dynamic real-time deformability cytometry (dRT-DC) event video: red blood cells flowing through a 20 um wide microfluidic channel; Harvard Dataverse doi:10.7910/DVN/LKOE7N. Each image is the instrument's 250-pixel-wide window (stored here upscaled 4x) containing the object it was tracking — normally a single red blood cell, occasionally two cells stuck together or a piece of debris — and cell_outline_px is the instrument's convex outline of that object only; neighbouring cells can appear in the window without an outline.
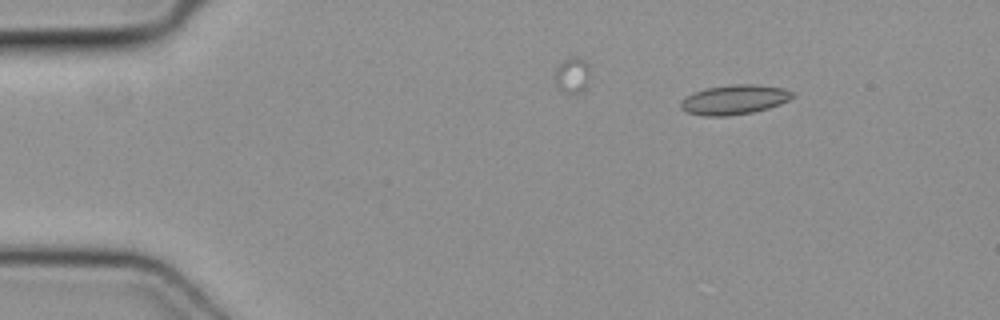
{"species": "common noctule bat (a hibernating species)", "species_latin": "Nyctalus noctula", "temperature_condition": "cold", "stored_images_in_passage": 4, "camera_frame_rate_fps": 3000, "um_per_image_px": 0.085, "animal": {"sex": "female", "body_mass_g": 19.3, "forearm_length_mm": 54.1}, "frame": {"image": 1, "passage_image": 1, "time_ms": 0.0, "image_size_px": [1000, 320], "cell_outline_px": [[796, 96], [780, 104], [768, 108], [752, 112], [728, 116], [704, 116], [688, 112], [680, 108], [680, 100], [684, 96], [692, 92], [708, 88], [732, 84], [752, 84], [784, 88], [792, 92]], "centroid_in_image_um": [62.39, 8.47], "position_along_channel_um": 22.6, "area_um2": 19.36}}